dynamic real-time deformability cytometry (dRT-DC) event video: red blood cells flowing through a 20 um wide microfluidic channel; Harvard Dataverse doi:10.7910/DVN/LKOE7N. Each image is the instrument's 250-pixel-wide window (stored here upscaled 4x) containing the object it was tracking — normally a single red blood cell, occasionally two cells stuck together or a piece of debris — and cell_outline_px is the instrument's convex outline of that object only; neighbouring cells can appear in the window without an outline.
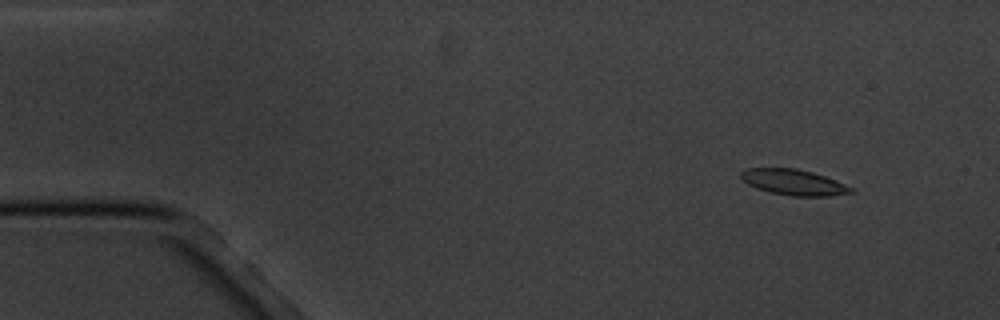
{"species": "common noctule bat (a hibernating species)", "species_latin": "Nyctalus noctula", "temperature_condition": "cold", "stored_images_in_passage": 5, "camera_frame_rate_fps": 3000, "um_per_image_px": 0.085, "animal": {"sex": "male", "body_mass_g": 20.1, "forearm_length_mm": 53.5}, "frame": {"image": 1, "passage_image": 2, "time_ms": 1.333, "image_size_px": [1000, 320], "cell_outline_px": [[852, 192], [828, 196], [792, 196], [768, 192], [756, 188], [740, 180], [740, 172], [744, 168], [796, 168], [812, 172], [824, 176], [844, 184], [852, 188]], "centroid_in_image_um": [67.37, 15.48], "position_along_channel_um": 17.6, "area_um2": 16.47}}
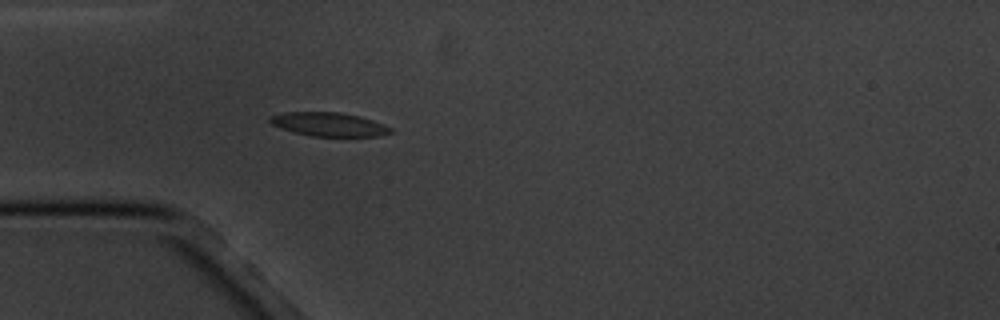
{"frame": {"image": 2, "passage_image": 5, "time_ms": 5.0, "image_size_px": [1000, 320], "cell_outline_px": [[392, 132], [380, 136], [312, 136], [296, 132], [272, 124], [268, 120], [268, 116], [284, 112], [336, 112], [360, 116], [372, 120], [392, 128]], "centroid_in_image_um": [27.96, 10.56], "position_along_channel_um": 57.0, "area_um2": 16.47}}